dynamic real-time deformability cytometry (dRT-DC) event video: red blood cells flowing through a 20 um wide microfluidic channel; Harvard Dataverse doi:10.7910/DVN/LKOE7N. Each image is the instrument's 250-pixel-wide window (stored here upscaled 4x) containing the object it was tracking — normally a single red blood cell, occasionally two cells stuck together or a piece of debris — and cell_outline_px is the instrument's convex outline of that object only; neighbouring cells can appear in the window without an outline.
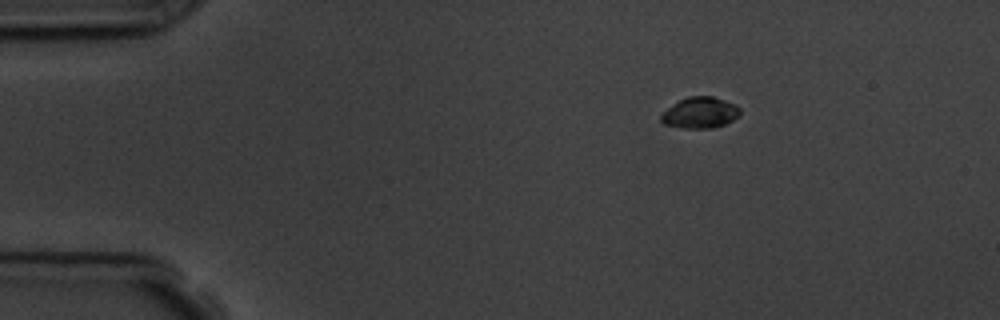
{"species": "common noctule bat (a hibernating species)", "species_latin": "Nyctalus noctula", "temperature_condition": "room temperature", "stored_images_in_passage": 2, "camera_frame_rate_fps": 3000, "um_per_image_px": 0.085, "animal": {"sex": "male", "body_mass_g": 19.5, "forearm_length_mm": 54.6}, "frame": {"image": 1, "passage_image": 1, "time_ms": 0.0, "image_size_px": [1000, 320], "cell_outline_px": [[740, 112], [732, 120], [724, 124], [712, 128], [684, 128], [664, 124], [660, 120], [660, 116], [668, 108], [680, 100], [688, 96], [712, 96], [736, 104], [740, 108]], "centroid_in_image_um": [59.5, 9.58], "position_along_channel_um": 25.5, "area_um2": 14.1}}